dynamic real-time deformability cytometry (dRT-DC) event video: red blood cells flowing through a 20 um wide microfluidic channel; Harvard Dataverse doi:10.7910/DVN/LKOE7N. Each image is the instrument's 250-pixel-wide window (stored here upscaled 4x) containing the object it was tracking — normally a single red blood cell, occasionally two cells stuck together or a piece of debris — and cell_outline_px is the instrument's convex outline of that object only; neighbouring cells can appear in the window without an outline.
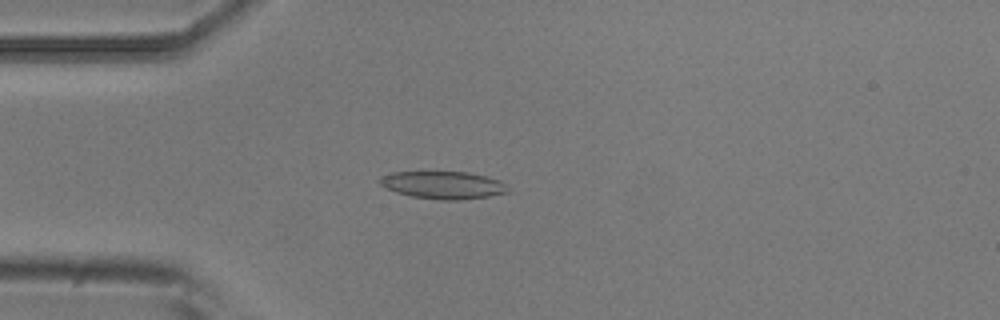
{"species": "common noctule bat (a hibernating species)", "species_latin": "Nyctalus noctula", "temperature_condition": "room temperature", "stored_images_in_passage": 53, "camera_frame_rate_fps": 3000, "um_per_image_px": 0.085, "animal": {"sex": "male", "body_mass_g": 20.5, "forearm_length_mm": 52.5}, "frame": {"image": 1, "passage_image": 14, "time_ms": 4.333, "image_size_px": [1000, 320], "cell_outline_px": [[508, 192], [488, 196], [460, 200], [440, 200], [412, 196], [396, 192], [380, 184], [376, 180], [380, 176], [392, 172], [468, 172], [500, 180], [504, 184]], "centroid_in_image_um": [37.62, 15.72], "position_along_channel_um": 47.4, "area_um2": 20.4}}
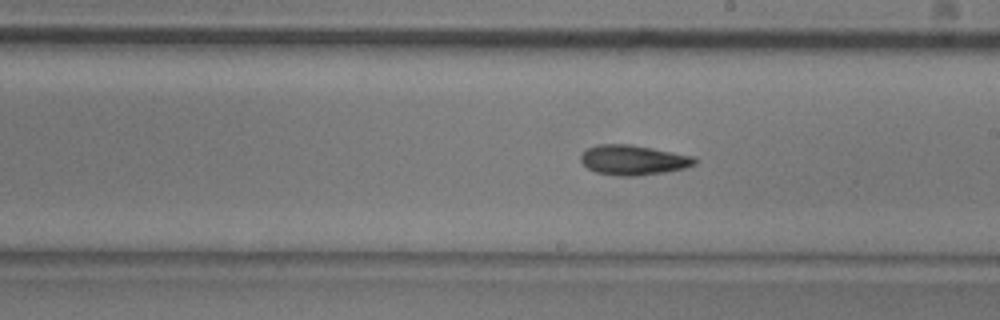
{"frame": {"image": 2, "passage_image": 30, "time_ms": 9.667, "image_size_px": [1000, 320], "cell_outline_px": [[696, 164], [684, 168], [664, 172], [636, 176], [616, 176], [596, 172], [588, 168], [580, 160], [580, 156], [588, 148], [596, 144], [632, 144], [696, 156]], "centroid_in_image_um": [53.84, 13.59], "position_along_channel_um": 235.2, "area_um2": 20.0}}
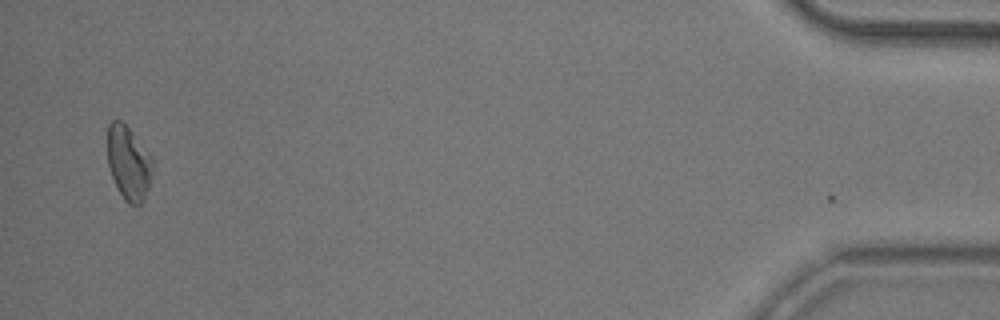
{"frame": {"image": 3, "passage_image": 52, "time_ms": 17.0, "image_size_px": [1000, 320], "cell_outline_px": [[152, 172], [148, 188], [144, 200], [136, 208], [128, 204], [124, 200], [112, 176], [108, 164], [108, 124], [112, 120], [120, 120], [132, 132], [152, 160]], "centroid_in_image_um": [10.92, 13.9], "position_along_channel_um": 424.3, "area_um2": 19.07}, "authors_computed_cell_mechanics": {"area_um2": 19.5364, "velocity_mm_per_s": 3.7609, "shape_relaxation_time_tau1_ms": 10.4203, "shape_relaxation_time_tau2_ms": 6.874, "deformation_change_tau1": 0.2045, "deformation_change_tau2": 0.1645}}